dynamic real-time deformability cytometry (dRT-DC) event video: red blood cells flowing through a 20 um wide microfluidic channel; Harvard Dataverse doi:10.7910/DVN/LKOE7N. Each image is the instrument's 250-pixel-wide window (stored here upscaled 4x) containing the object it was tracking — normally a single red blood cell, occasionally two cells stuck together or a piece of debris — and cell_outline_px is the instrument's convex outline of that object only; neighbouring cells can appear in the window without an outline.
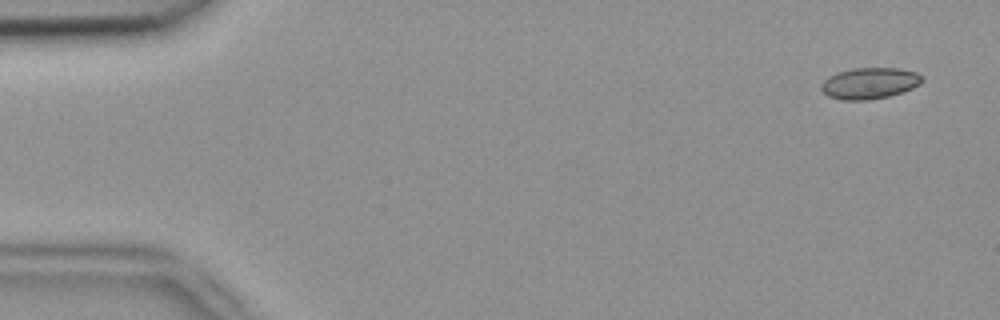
{"species": "common noctule bat (a hibernating species)", "species_latin": "Nyctalus noctula", "temperature_condition": "room temperature", "stored_images_in_passage": 9, "camera_frame_rate_fps": 3000, "um_per_image_px": 0.085, "animal": {"sex": "female", "body_mass_g": 18.4}, "frame": {"image": 1, "passage_image": 1, "time_ms": 0.0, "image_size_px": [1000, 320], "cell_outline_px": [[924, 80], [920, 84], [912, 88], [888, 96], [868, 100], [840, 100], [828, 96], [820, 88], [820, 84], [828, 76], [852, 68], [900, 68], [916, 72]], "centroid_in_image_um": [73.89, 7.07], "position_along_channel_um": 11.1, "area_um2": 18.32}}
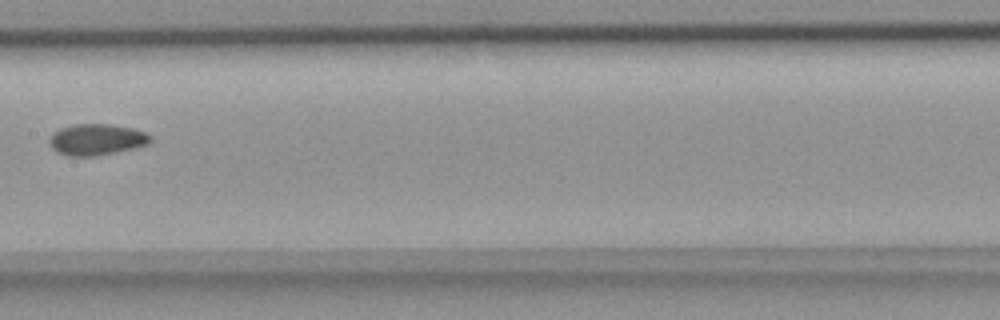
{"frame": {"image": 2, "passage_image": 8, "time_ms": 2.333, "image_size_px": [1000, 320], "cell_outline_px": [[152, 140], [148, 144], [116, 152], [96, 156], [64, 156], [56, 152], [48, 144], [48, 140], [60, 128], [72, 124], [108, 124], [132, 128], [144, 132], [152, 136]], "centroid_in_image_um": [8.18, 11.87], "position_along_channel_um": 199.2, "area_um2": 18.44}}
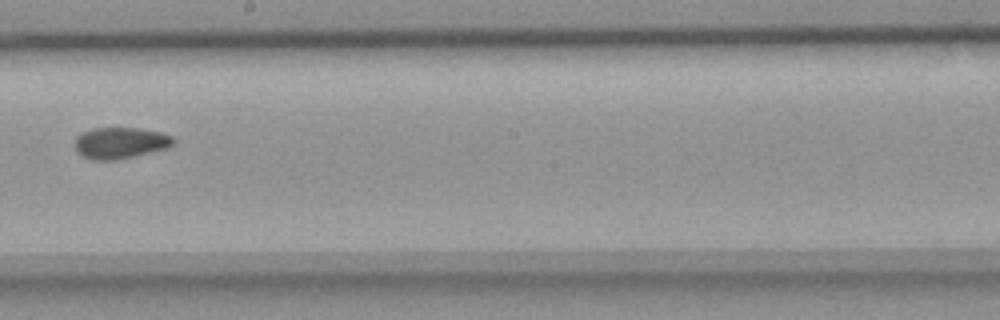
{"frame": {"image": 3, "passage_image": 9, "time_ms": 2.667, "image_size_px": [1000, 320], "cell_outline_px": [[176, 140], [168, 148], [116, 160], [92, 160], [76, 152], [72, 144], [76, 136], [80, 132], [92, 128], [140, 128], [160, 132], [172, 136]], "centroid_in_image_um": [10.17, 12.14], "position_along_channel_um": 238.0, "area_um2": 18.26}}